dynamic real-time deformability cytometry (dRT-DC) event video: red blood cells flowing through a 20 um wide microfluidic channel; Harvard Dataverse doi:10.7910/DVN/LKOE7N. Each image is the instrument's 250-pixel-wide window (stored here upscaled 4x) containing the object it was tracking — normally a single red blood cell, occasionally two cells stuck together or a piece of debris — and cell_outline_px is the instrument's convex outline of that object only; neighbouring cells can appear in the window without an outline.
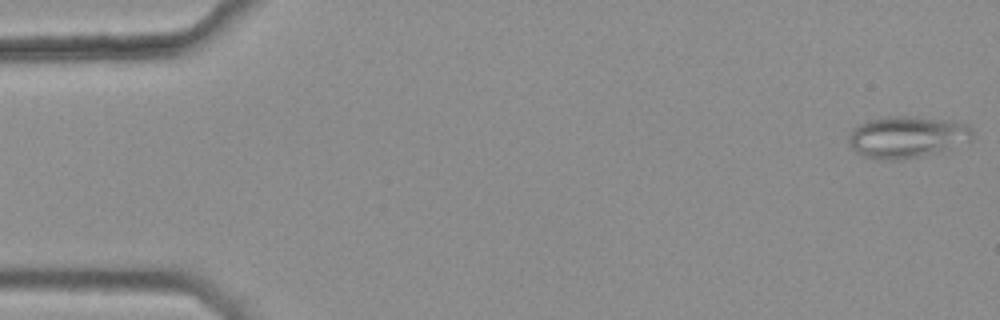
{"species": "common noctule bat (a hibernating species)", "species_latin": "Nyctalus noctula", "temperature_condition": "warm", "stored_images_in_passage": 15, "camera_frame_rate_fps": 3000, "um_per_image_px": 0.085, "animal": {"sex": "female", "body_mass_g": 25.1}, "frame": {"image": 1, "passage_image": 1, "time_ms": 0.0, "image_size_px": [1000, 320], "cell_outline_px": [[972, 140], [936, 152], [920, 156], [900, 160], [880, 160], [864, 156], [856, 152], [852, 148], [848, 140], [848, 136], [852, 128], [868, 120], [888, 116], [908, 116], [944, 120], [968, 124], [972, 128]], "centroid_in_image_um": [77.05, 11.64], "position_along_channel_um": 7.9, "area_um2": 29.94}}